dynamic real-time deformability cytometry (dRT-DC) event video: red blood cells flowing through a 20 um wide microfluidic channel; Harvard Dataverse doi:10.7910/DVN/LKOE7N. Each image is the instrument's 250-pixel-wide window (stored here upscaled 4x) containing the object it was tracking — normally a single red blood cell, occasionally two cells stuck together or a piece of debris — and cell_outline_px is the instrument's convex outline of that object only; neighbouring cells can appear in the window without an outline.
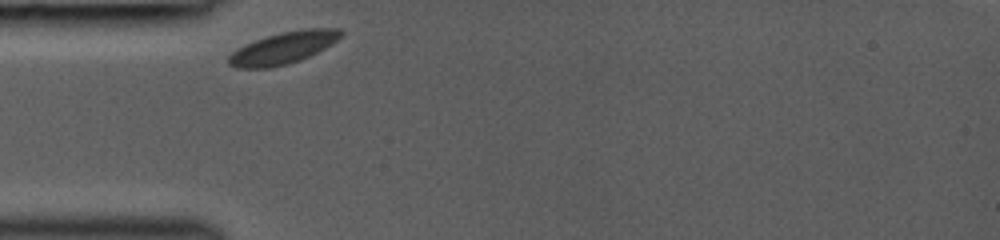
{"species": "common noctule bat (a hibernating species)", "species_latin": "Nyctalus noctula", "temperature_condition": "room temperature", "stored_images_in_passage": 33, "camera_frame_rate_fps": 3000, "um_per_image_px": 0.085, "animal": {"sex": "female", "body_mass_g": 19.0, "forearm_length_mm": 53.3}, "frame": {"image": 1, "passage_image": 1, "time_ms": 0.0, "image_size_px": [1000, 240], "cell_outline_px": [[344, 32], [336, 40], [324, 48], [300, 60], [288, 64], [268, 68], [236, 68], [228, 64], [228, 56], [232, 52], [256, 40], [280, 32], [304, 28], [340, 28]], "centroid_in_image_um": [24.08, 4.07], "position_along_channel_um": 60.9, "area_um2": 20.58}}
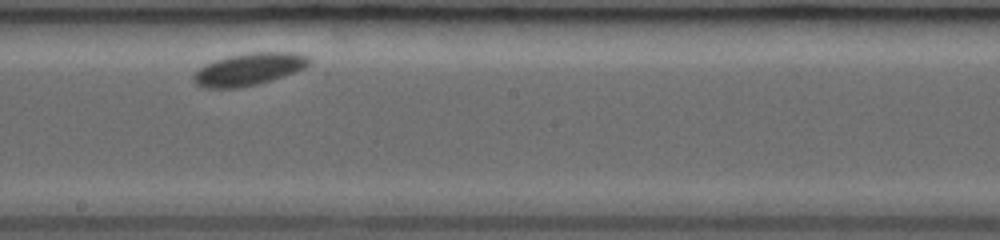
{"frame": {"image": 2, "passage_image": 20, "time_ms": 4.333, "image_size_px": [1000, 240], "cell_outline_px": [[312, 60], [304, 68], [296, 72], [256, 84], [240, 88], [204, 88], [196, 84], [192, 80], [192, 76], [204, 64], [228, 56], [248, 52], [292, 52], [308, 56]], "centroid_in_image_um": [21.14, 5.88], "position_along_channel_um": 227.1, "area_um2": 21.73}}
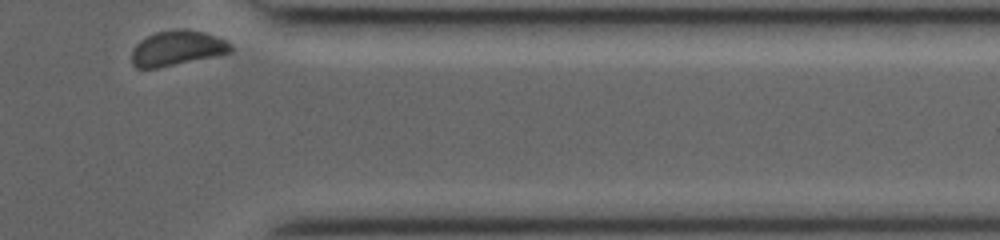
{"frame": {"image": 3, "passage_image": 33, "time_ms": 8.667, "image_size_px": [1000, 240], "cell_outline_px": [[232, 52], [156, 68], [136, 68], [132, 64], [132, 48], [140, 40], [156, 32], [180, 28], [184, 28], [204, 32], [216, 36], [232, 44]], "centroid_in_image_um": [15.04, 4.08], "position_along_channel_um": 396.4, "area_um2": 20.06}}